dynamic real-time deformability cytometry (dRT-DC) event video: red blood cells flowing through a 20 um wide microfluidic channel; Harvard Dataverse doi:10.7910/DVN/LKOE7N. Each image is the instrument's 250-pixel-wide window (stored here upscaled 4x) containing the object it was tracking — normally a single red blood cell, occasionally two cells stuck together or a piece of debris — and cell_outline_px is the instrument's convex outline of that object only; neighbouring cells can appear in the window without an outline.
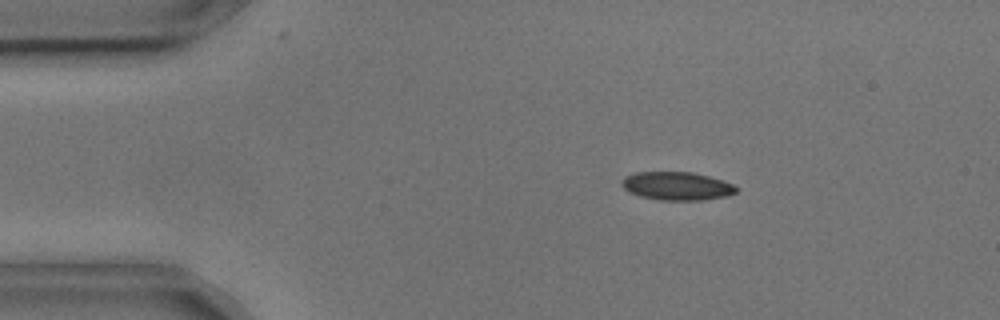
{"species": "common noctule bat (a hibernating species)", "species_latin": "Nyctalus noctula", "temperature_condition": "cold", "stored_images_in_passage": 48, "camera_frame_rate_fps": 3000, "um_per_image_px": 0.085, "animal": {"sex": "male", "body_mass_g": 17.9, "forearm_length_mm": 54.2}, "frame": {"image": 1, "passage_image": 2, "time_ms": 0.333, "image_size_px": [1000, 320], "cell_outline_px": [[736, 192], [724, 196], [700, 200], [660, 200], [640, 196], [628, 192], [620, 184], [624, 176], [636, 172], [692, 172], [724, 180], [732, 184], [736, 188]], "centroid_in_image_um": [57.48, 15.8], "position_along_channel_um": 27.5, "area_um2": 18.79}}
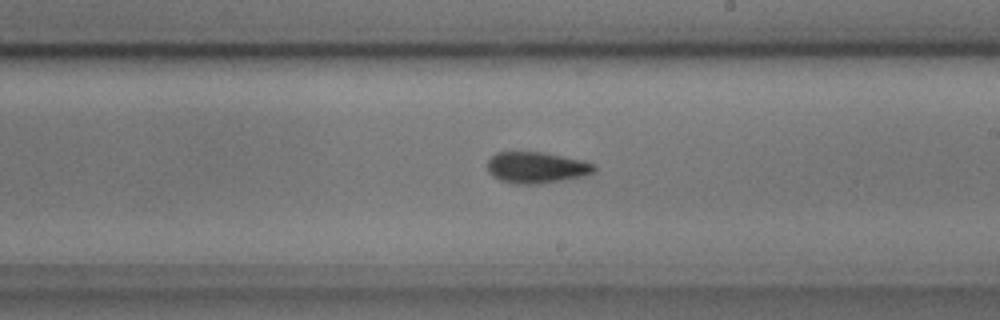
{"frame": {"image": 2, "passage_image": 24, "time_ms": 7.667, "image_size_px": [1000, 320], "cell_outline_px": [[596, 172], [584, 176], [536, 184], [516, 184], [500, 180], [492, 176], [488, 172], [488, 160], [496, 152], [544, 152], [584, 160], [596, 164]], "centroid_in_image_um": [45.63, 14.23], "position_along_channel_um": 243.4, "area_um2": 19.59}}
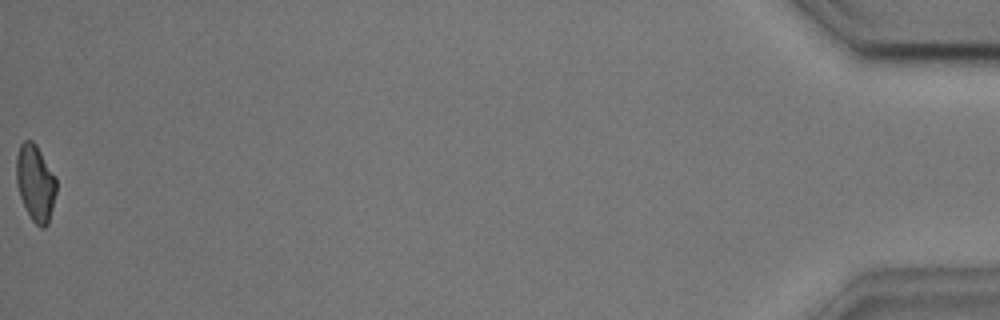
{"frame": {"image": 3, "passage_image": 48, "time_ms": 15.667, "image_size_px": [1000, 320], "cell_outline_px": [[56, 192], [48, 224], [44, 228], [40, 228], [32, 220], [20, 196], [16, 184], [16, 156], [20, 144], [24, 140], [32, 140], [36, 144], [56, 176]], "centroid_in_image_um": [3.01, 15.52], "position_along_channel_um": 432.2, "area_um2": 17.86}, "authors_computed_cell_mechanics": {"area_um2": 18.8428, "velocity_mm_per_s": 3.6391, "shape_relaxation_time_tau1_ms": 4.8873, "shape_relaxation_time_tau2_ms": 5.0425, "deformation_change_tau1": 0.1122, "deformation_change_tau2": 0.0913}}